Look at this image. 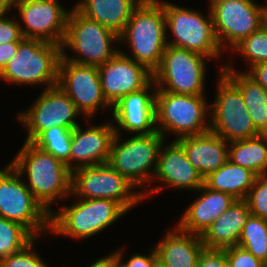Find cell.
Wrapping results in <instances>:
<instances>
[{
  "label": "cell",
  "instance_id": "obj_20",
  "mask_svg": "<svg viewBox=\"0 0 267 267\" xmlns=\"http://www.w3.org/2000/svg\"><path fill=\"white\" fill-rule=\"evenodd\" d=\"M165 143L159 150L153 182L158 179L166 187L197 192L204 185V178L189 162L184 149L175 140L167 145Z\"/></svg>",
  "mask_w": 267,
  "mask_h": 267
},
{
  "label": "cell",
  "instance_id": "obj_13",
  "mask_svg": "<svg viewBox=\"0 0 267 267\" xmlns=\"http://www.w3.org/2000/svg\"><path fill=\"white\" fill-rule=\"evenodd\" d=\"M30 108L17 115V120L27 129L25 142H33L43 131L54 126L74 129L81 114L70 97L57 85L43 89Z\"/></svg>",
  "mask_w": 267,
  "mask_h": 267
},
{
  "label": "cell",
  "instance_id": "obj_8",
  "mask_svg": "<svg viewBox=\"0 0 267 267\" xmlns=\"http://www.w3.org/2000/svg\"><path fill=\"white\" fill-rule=\"evenodd\" d=\"M121 138L120 133H115L107 163L137 188L144 189L153 182L159 150L166 139L158 131L135 134L123 142Z\"/></svg>",
  "mask_w": 267,
  "mask_h": 267
},
{
  "label": "cell",
  "instance_id": "obj_34",
  "mask_svg": "<svg viewBox=\"0 0 267 267\" xmlns=\"http://www.w3.org/2000/svg\"><path fill=\"white\" fill-rule=\"evenodd\" d=\"M36 241L37 238L23 250L1 259L0 267H49L41 256L39 257L36 251L33 250Z\"/></svg>",
  "mask_w": 267,
  "mask_h": 267
},
{
  "label": "cell",
  "instance_id": "obj_19",
  "mask_svg": "<svg viewBox=\"0 0 267 267\" xmlns=\"http://www.w3.org/2000/svg\"><path fill=\"white\" fill-rule=\"evenodd\" d=\"M114 136L113 122L88 126L86 130L80 125L72 129L70 171L107 163Z\"/></svg>",
  "mask_w": 267,
  "mask_h": 267
},
{
  "label": "cell",
  "instance_id": "obj_6",
  "mask_svg": "<svg viewBox=\"0 0 267 267\" xmlns=\"http://www.w3.org/2000/svg\"><path fill=\"white\" fill-rule=\"evenodd\" d=\"M205 95L176 94L156 91V129L166 138V132L184 136L199 135L210 131V105ZM208 106V107H207ZM208 116V117H207ZM206 120V121H205Z\"/></svg>",
  "mask_w": 267,
  "mask_h": 267
},
{
  "label": "cell",
  "instance_id": "obj_44",
  "mask_svg": "<svg viewBox=\"0 0 267 267\" xmlns=\"http://www.w3.org/2000/svg\"><path fill=\"white\" fill-rule=\"evenodd\" d=\"M88 267H108V255L100 258L96 262L94 261L93 264Z\"/></svg>",
  "mask_w": 267,
  "mask_h": 267
},
{
  "label": "cell",
  "instance_id": "obj_38",
  "mask_svg": "<svg viewBox=\"0 0 267 267\" xmlns=\"http://www.w3.org/2000/svg\"><path fill=\"white\" fill-rule=\"evenodd\" d=\"M152 250L147 253V255L143 254H134L132 255L128 261L123 262L126 267H159L158 257L154 247Z\"/></svg>",
  "mask_w": 267,
  "mask_h": 267
},
{
  "label": "cell",
  "instance_id": "obj_30",
  "mask_svg": "<svg viewBox=\"0 0 267 267\" xmlns=\"http://www.w3.org/2000/svg\"><path fill=\"white\" fill-rule=\"evenodd\" d=\"M72 129L54 126L43 131L32 143L62 160L70 170Z\"/></svg>",
  "mask_w": 267,
  "mask_h": 267
},
{
  "label": "cell",
  "instance_id": "obj_22",
  "mask_svg": "<svg viewBox=\"0 0 267 267\" xmlns=\"http://www.w3.org/2000/svg\"><path fill=\"white\" fill-rule=\"evenodd\" d=\"M197 191L202 194L186 208L176 225L183 231L201 236L236 199L231 194L209 189L205 185Z\"/></svg>",
  "mask_w": 267,
  "mask_h": 267
},
{
  "label": "cell",
  "instance_id": "obj_2",
  "mask_svg": "<svg viewBox=\"0 0 267 267\" xmlns=\"http://www.w3.org/2000/svg\"><path fill=\"white\" fill-rule=\"evenodd\" d=\"M167 31L163 5L158 0H142L119 35V41L128 43L132 54L120 52L154 72L167 47Z\"/></svg>",
  "mask_w": 267,
  "mask_h": 267
},
{
  "label": "cell",
  "instance_id": "obj_12",
  "mask_svg": "<svg viewBox=\"0 0 267 267\" xmlns=\"http://www.w3.org/2000/svg\"><path fill=\"white\" fill-rule=\"evenodd\" d=\"M219 72L215 102L209 104L210 130L227 142L259 135L246 110L241 92L221 71Z\"/></svg>",
  "mask_w": 267,
  "mask_h": 267
},
{
  "label": "cell",
  "instance_id": "obj_7",
  "mask_svg": "<svg viewBox=\"0 0 267 267\" xmlns=\"http://www.w3.org/2000/svg\"><path fill=\"white\" fill-rule=\"evenodd\" d=\"M108 163L81 167L72 172L71 195L81 199H111L119 202L128 212L149 195L159 193L162 186L150 191L140 190Z\"/></svg>",
  "mask_w": 267,
  "mask_h": 267
},
{
  "label": "cell",
  "instance_id": "obj_1",
  "mask_svg": "<svg viewBox=\"0 0 267 267\" xmlns=\"http://www.w3.org/2000/svg\"><path fill=\"white\" fill-rule=\"evenodd\" d=\"M10 164L27 177L26 186L50 214L53 203L71 196L72 172L67 165L32 142H24Z\"/></svg>",
  "mask_w": 267,
  "mask_h": 267
},
{
  "label": "cell",
  "instance_id": "obj_40",
  "mask_svg": "<svg viewBox=\"0 0 267 267\" xmlns=\"http://www.w3.org/2000/svg\"><path fill=\"white\" fill-rule=\"evenodd\" d=\"M21 41L0 44V72L6 67L8 61L15 55Z\"/></svg>",
  "mask_w": 267,
  "mask_h": 267
},
{
  "label": "cell",
  "instance_id": "obj_18",
  "mask_svg": "<svg viewBox=\"0 0 267 267\" xmlns=\"http://www.w3.org/2000/svg\"><path fill=\"white\" fill-rule=\"evenodd\" d=\"M156 84L152 80L141 90L122 97L113 107L115 133L119 129L135 135L151 134L156 129L155 93ZM119 126V127H118ZM119 128V129H118Z\"/></svg>",
  "mask_w": 267,
  "mask_h": 267
},
{
  "label": "cell",
  "instance_id": "obj_39",
  "mask_svg": "<svg viewBox=\"0 0 267 267\" xmlns=\"http://www.w3.org/2000/svg\"><path fill=\"white\" fill-rule=\"evenodd\" d=\"M249 70L246 73L267 91V62L253 65Z\"/></svg>",
  "mask_w": 267,
  "mask_h": 267
},
{
  "label": "cell",
  "instance_id": "obj_37",
  "mask_svg": "<svg viewBox=\"0 0 267 267\" xmlns=\"http://www.w3.org/2000/svg\"><path fill=\"white\" fill-rule=\"evenodd\" d=\"M197 267H229L224 250L204 248Z\"/></svg>",
  "mask_w": 267,
  "mask_h": 267
},
{
  "label": "cell",
  "instance_id": "obj_43",
  "mask_svg": "<svg viewBox=\"0 0 267 267\" xmlns=\"http://www.w3.org/2000/svg\"><path fill=\"white\" fill-rule=\"evenodd\" d=\"M261 27L267 30V5L261 4Z\"/></svg>",
  "mask_w": 267,
  "mask_h": 267
},
{
  "label": "cell",
  "instance_id": "obj_32",
  "mask_svg": "<svg viewBox=\"0 0 267 267\" xmlns=\"http://www.w3.org/2000/svg\"><path fill=\"white\" fill-rule=\"evenodd\" d=\"M240 53L249 63V68L253 65L267 62V30L260 27L258 30L244 38L233 49Z\"/></svg>",
  "mask_w": 267,
  "mask_h": 267
},
{
  "label": "cell",
  "instance_id": "obj_25",
  "mask_svg": "<svg viewBox=\"0 0 267 267\" xmlns=\"http://www.w3.org/2000/svg\"><path fill=\"white\" fill-rule=\"evenodd\" d=\"M220 70L241 92L255 129L260 134H267V91L246 71L239 72L229 63L223 64Z\"/></svg>",
  "mask_w": 267,
  "mask_h": 267
},
{
  "label": "cell",
  "instance_id": "obj_16",
  "mask_svg": "<svg viewBox=\"0 0 267 267\" xmlns=\"http://www.w3.org/2000/svg\"><path fill=\"white\" fill-rule=\"evenodd\" d=\"M13 7L23 20L19 24L24 38L62 44L70 10L58 1L44 0H13Z\"/></svg>",
  "mask_w": 267,
  "mask_h": 267
},
{
  "label": "cell",
  "instance_id": "obj_31",
  "mask_svg": "<svg viewBox=\"0 0 267 267\" xmlns=\"http://www.w3.org/2000/svg\"><path fill=\"white\" fill-rule=\"evenodd\" d=\"M35 238L20 223L0 217V260L23 250Z\"/></svg>",
  "mask_w": 267,
  "mask_h": 267
},
{
  "label": "cell",
  "instance_id": "obj_17",
  "mask_svg": "<svg viewBox=\"0 0 267 267\" xmlns=\"http://www.w3.org/2000/svg\"><path fill=\"white\" fill-rule=\"evenodd\" d=\"M102 92L113 107L122 97L141 90L153 80V72L122 52L98 67Z\"/></svg>",
  "mask_w": 267,
  "mask_h": 267
},
{
  "label": "cell",
  "instance_id": "obj_27",
  "mask_svg": "<svg viewBox=\"0 0 267 267\" xmlns=\"http://www.w3.org/2000/svg\"><path fill=\"white\" fill-rule=\"evenodd\" d=\"M257 177L251 170L228 160L204 178V185L209 189L231 194L235 199H246Z\"/></svg>",
  "mask_w": 267,
  "mask_h": 267
},
{
  "label": "cell",
  "instance_id": "obj_3",
  "mask_svg": "<svg viewBox=\"0 0 267 267\" xmlns=\"http://www.w3.org/2000/svg\"><path fill=\"white\" fill-rule=\"evenodd\" d=\"M117 42L120 43L118 34L97 21L86 18L73 7L67 18L61 57L77 64L99 67L120 51L114 48L113 44ZM64 47L78 55L68 56Z\"/></svg>",
  "mask_w": 267,
  "mask_h": 267
},
{
  "label": "cell",
  "instance_id": "obj_41",
  "mask_svg": "<svg viewBox=\"0 0 267 267\" xmlns=\"http://www.w3.org/2000/svg\"><path fill=\"white\" fill-rule=\"evenodd\" d=\"M123 250L121 248L108 255V267H126L123 264Z\"/></svg>",
  "mask_w": 267,
  "mask_h": 267
},
{
  "label": "cell",
  "instance_id": "obj_4",
  "mask_svg": "<svg viewBox=\"0 0 267 267\" xmlns=\"http://www.w3.org/2000/svg\"><path fill=\"white\" fill-rule=\"evenodd\" d=\"M61 45L40 39L24 38L15 55L0 72V79L16 85L45 84L44 89L58 83Z\"/></svg>",
  "mask_w": 267,
  "mask_h": 267
},
{
  "label": "cell",
  "instance_id": "obj_36",
  "mask_svg": "<svg viewBox=\"0 0 267 267\" xmlns=\"http://www.w3.org/2000/svg\"><path fill=\"white\" fill-rule=\"evenodd\" d=\"M19 22L17 18L16 20L9 17L0 19V44L22 41L24 39Z\"/></svg>",
  "mask_w": 267,
  "mask_h": 267
},
{
  "label": "cell",
  "instance_id": "obj_15",
  "mask_svg": "<svg viewBox=\"0 0 267 267\" xmlns=\"http://www.w3.org/2000/svg\"><path fill=\"white\" fill-rule=\"evenodd\" d=\"M57 86L70 97L78 111L87 119L96 115L98 109H112L103 95L96 66L77 64L61 57Z\"/></svg>",
  "mask_w": 267,
  "mask_h": 267
},
{
  "label": "cell",
  "instance_id": "obj_26",
  "mask_svg": "<svg viewBox=\"0 0 267 267\" xmlns=\"http://www.w3.org/2000/svg\"><path fill=\"white\" fill-rule=\"evenodd\" d=\"M142 0H81L74 7L86 18L120 35L129 21L132 11Z\"/></svg>",
  "mask_w": 267,
  "mask_h": 267
},
{
  "label": "cell",
  "instance_id": "obj_21",
  "mask_svg": "<svg viewBox=\"0 0 267 267\" xmlns=\"http://www.w3.org/2000/svg\"><path fill=\"white\" fill-rule=\"evenodd\" d=\"M175 141L184 149L187 159L203 178L228 161L229 142L211 130Z\"/></svg>",
  "mask_w": 267,
  "mask_h": 267
},
{
  "label": "cell",
  "instance_id": "obj_24",
  "mask_svg": "<svg viewBox=\"0 0 267 267\" xmlns=\"http://www.w3.org/2000/svg\"><path fill=\"white\" fill-rule=\"evenodd\" d=\"M245 199H236L200 236L206 249L223 250L236 246L250 215Z\"/></svg>",
  "mask_w": 267,
  "mask_h": 267
},
{
  "label": "cell",
  "instance_id": "obj_29",
  "mask_svg": "<svg viewBox=\"0 0 267 267\" xmlns=\"http://www.w3.org/2000/svg\"><path fill=\"white\" fill-rule=\"evenodd\" d=\"M237 245L267 264V219L250 214Z\"/></svg>",
  "mask_w": 267,
  "mask_h": 267
},
{
  "label": "cell",
  "instance_id": "obj_23",
  "mask_svg": "<svg viewBox=\"0 0 267 267\" xmlns=\"http://www.w3.org/2000/svg\"><path fill=\"white\" fill-rule=\"evenodd\" d=\"M172 229L167 230L162 240L154 246L159 267H197L205 248L201 237L183 231L177 225Z\"/></svg>",
  "mask_w": 267,
  "mask_h": 267
},
{
  "label": "cell",
  "instance_id": "obj_28",
  "mask_svg": "<svg viewBox=\"0 0 267 267\" xmlns=\"http://www.w3.org/2000/svg\"><path fill=\"white\" fill-rule=\"evenodd\" d=\"M228 160L257 176H267V134L229 142Z\"/></svg>",
  "mask_w": 267,
  "mask_h": 267
},
{
  "label": "cell",
  "instance_id": "obj_10",
  "mask_svg": "<svg viewBox=\"0 0 267 267\" xmlns=\"http://www.w3.org/2000/svg\"><path fill=\"white\" fill-rule=\"evenodd\" d=\"M0 217L20 223L36 238L50 231V213L10 163L0 169Z\"/></svg>",
  "mask_w": 267,
  "mask_h": 267
},
{
  "label": "cell",
  "instance_id": "obj_35",
  "mask_svg": "<svg viewBox=\"0 0 267 267\" xmlns=\"http://www.w3.org/2000/svg\"><path fill=\"white\" fill-rule=\"evenodd\" d=\"M223 250L229 267H267V264L238 245Z\"/></svg>",
  "mask_w": 267,
  "mask_h": 267
},
{
  "label": "cell",
  "instance_id": "obj_14",
  "mask_svg": "<svg viewBox=\"0 0 267 267\" xmlns=\"http://www.w3.org/2000/svg\"><path fill=\"white\" fill-rule=\"evenodd\" d=\"M209 5L222 51L232 50L261 27V5L254 0H210Z\"/></svg>",
  "mask_w": 267,
  "mask_h": 267
},
{
  "label": "cell",
  "instance_id": "obj_42",
  "mask_svg": "<svg viewBox=\"0 0 267 267\" xmlns=\"http://www.w3.org/2000/svg\"><path fill=\"white\" fill-rule=\"evenodd\" d=\"M13 8V0H0V19L4 18L5 15L10 12Z\"/></svg>",
  "mask_w": 267,
  "mask_h": 267
},
{
  "label": "cell",
  "instance_id": "obj_5",
  "mask_svg": "<svg viewBox=\"0 0 267 267\" xmlns=\"http://www.w3.org/2000/svg\"><path fill=\"white\" fill-rule=\"evenodd\" d=\"M50 214V232L72 239H87L119 220L127 210L116 200L81 199Z\"/></svg>",
  "mask_w": 267,
  "mask_h": 267
},
{
  "label": "cell",
  "instance_id": "obj_9",
  "mask_svg": "<svg viewBox=\"0 0 267 267\" xmlns=\"http://www.w3.org/2000/svg\"><path fill=\"white\" fill-rule=\"evenodd\" d=\"M158 1L164 8L166 29L171 31L174 38L168 40L167 45L187 49L209 59L219 58L222 49L216 37L210 8L206 17L198 10Z\"/></svg>",
  "mask_w": 267,
  "mask_h": 267
},
{
  "label": "cell",
  "instance_id": "obj_11",
  "mask_svg": "<svg viewBox=\"0 0 267 267\" xmlns=\"http://www.w3.org/2000/svg\"><path fill=\"white\" fill-rule=\"evenodd\" d=\"M208 57L183 48L167 45L160 66L153 72L156 91L205 95Z\"/></svg>",
  "mask_w": 267,
  "mask_h": 267
},
{
  "label": "cell",
  "instance_id": "obj_33",
  "mask_svg": "<svg viewBox=\"0 0 267 267\" xmlns=\"http://www.w3.org/2000/svg\"><path fill=\"white\" fill-rule=\"evenodd\" d=\"M252 215L267 219V176H258L245 199Z\"/></svg>",
  "mask_w": 267,
  "mask_h": 267
}]
</instances>
